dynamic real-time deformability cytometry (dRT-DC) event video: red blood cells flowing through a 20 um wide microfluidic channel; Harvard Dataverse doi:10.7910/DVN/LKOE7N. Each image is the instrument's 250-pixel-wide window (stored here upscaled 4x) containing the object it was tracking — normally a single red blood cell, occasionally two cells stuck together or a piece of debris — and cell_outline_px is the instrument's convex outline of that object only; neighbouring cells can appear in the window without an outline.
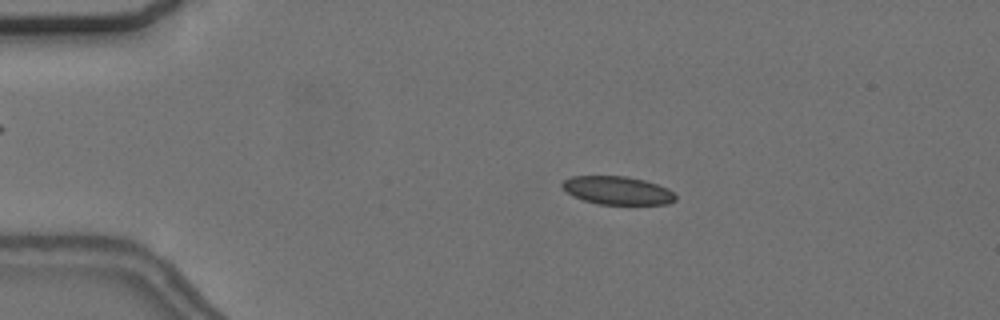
{"species": "common noctule bat (a hibernating species)", "species_latin": "Nyctalus noctula", "temperature_condition": "cold", "stored_images_in_passage": 56, "camera_frame_rate_fps": 3000, "um_per_image_px": 0.085, "animal": {"sex": "female", "body_mass_g": 24.6, "forearm_length_mm": 56.2}, "frame": {"image": 1, "passage_image": 11, "time_ms": 3.333, "image_size_px": [1000, 320], "cell_outline_px": [[676, 200], [668, 204], [596, 204], [584, 200], [568, 192], [560, 184], [564, 180], [572, 176], [628, 176], [644, 180], [668, 188], [676, 196]], "centroid_in_image_um": [52.5, 16.18], "position_along_channel_um": 32.5, "area_um2": 18.5}}
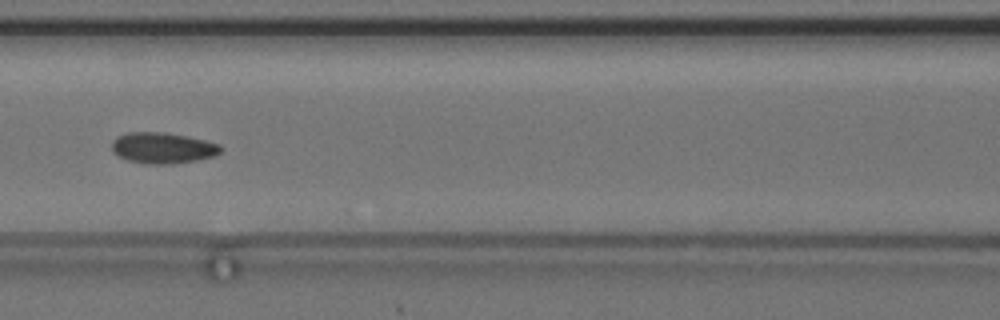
{"frame": {"image": 2, "passage_image": 25, "time_ms": 8.0, "image_size_px": [1000, 320], "cell_outline_px": [[224, 148], [220, 152], [212, 156], [196, 160], [172, 164], [148, 164], [128, 160], [112, 152], [112, 140], [116, 136], [128, 132], [164, 132], [204, 140], [220, 144]], "centroid_in_image_um": [13.81, 12.57], "position_along_channel_um": 152.8, "area_um2": 19.59}}
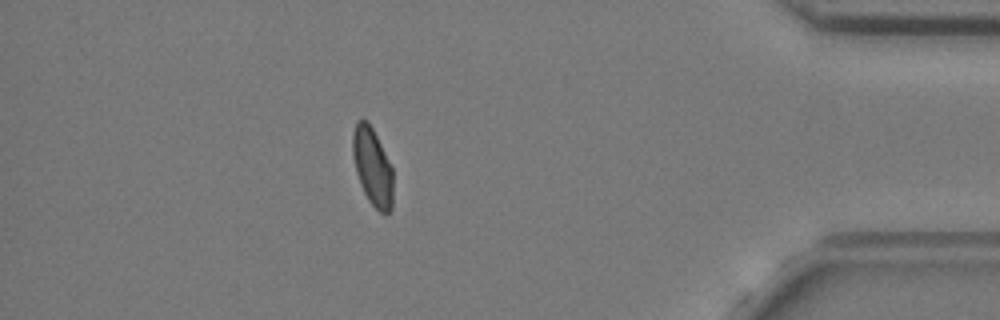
{"frame": {"image": 3, "passage_image": 49, "time_ms": 16.0, "image_size_px": [1000, 320], "cell_outline_px": [[392, 208], [384, 216], [368, 200], [360, 184], [356, 172], [352, 156], [352, 132], [356, 120], [368, 120], [392, 168]], "centroid_in_image_um": [31.63, 14.17], "position_along_channel_um": 403.6, "area_um2": 18.26}, "authors_computed_cell_mechanics": {"area_um2": 19.2763, "velocity_mm_per_s": 3.6826, "shape_relaxation_time_tau1_ms": null, "shape_relaxation_time_tau2_ms": 2.308, "deformation_change_tau1": null, "deformation_change_tau2": 0.0675}}